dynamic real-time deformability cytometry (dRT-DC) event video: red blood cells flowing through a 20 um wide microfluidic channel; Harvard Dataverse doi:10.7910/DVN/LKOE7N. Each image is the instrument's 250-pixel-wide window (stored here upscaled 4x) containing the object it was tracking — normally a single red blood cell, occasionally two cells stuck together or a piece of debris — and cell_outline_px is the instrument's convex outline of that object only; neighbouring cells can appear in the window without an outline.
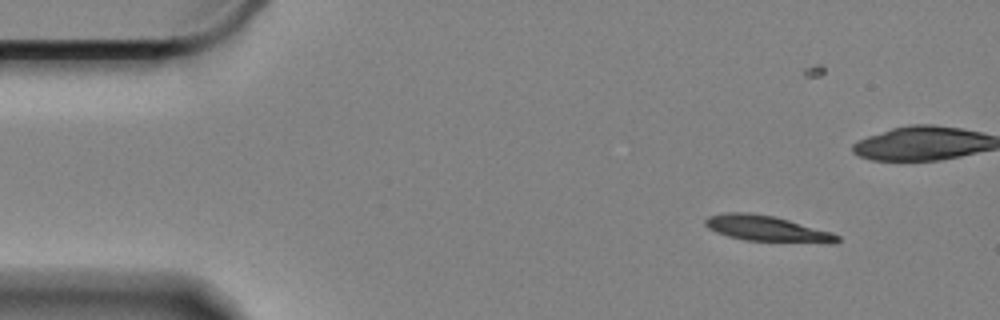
{"species": "Egyptian fruit bat (a non-hibernating species)", "species_latin": "Rousettus aegyptiacus", "temperature_condition": "cold", "stored_images_in_passage": 6, "camera_frame_rate_fps": 3000, "um_per_image_px": 0.085, "animal": {"sex": "female"}, "frame": {"image": 1, "passage_image": 1, "time_ms": 0.0, "image_size_px": [1000, 320], "cell_outline_px": [[840, 240], [836, 244], [828, 244], [744, 240], [728, 236], [716, 232], [708, 228], [704, 224], [704, 220], [708, 216], [724, 212], [748, 212], [772, 216], [788, 220], [832, 232], [840, 236]], "centroid_in_image_um": [65.22, 19.45], "position_along_channel_um": 19.8, "area_um2": 20.11}}